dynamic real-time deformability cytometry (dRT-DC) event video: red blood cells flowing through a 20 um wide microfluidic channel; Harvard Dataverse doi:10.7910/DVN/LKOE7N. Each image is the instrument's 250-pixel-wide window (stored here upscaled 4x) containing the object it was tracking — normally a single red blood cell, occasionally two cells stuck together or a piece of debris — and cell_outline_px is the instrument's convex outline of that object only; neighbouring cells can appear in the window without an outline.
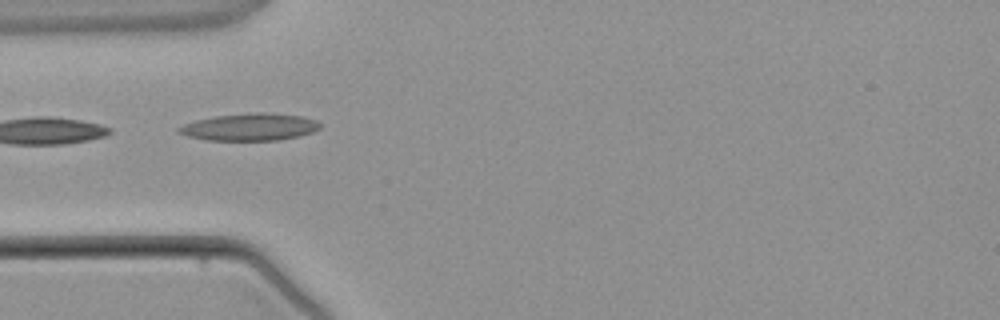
{"species": "common noctule bat (a hibernating species)", "species_latin": "Nyctalus noctula", "temperature_condition": "warm", "stored_images_in_passage": 2, "camera_frame_rate_fps": 3000, "um_per_image_px": 0.085, "animal": {"sex": "male", "body_mass_g": 21.5, "forearm_length_mm": 52.0}, "frame": {"image": 1, "passage_image": 2, "time_ms": 1.333, "image_size_px": [1000, 320], "cell_outline_px": [[320, 128], [312, 132], [300, 136], [276, 140], [208, 140], [188, 136], [176, 132], [176, 128], [184, 124], [196, 120], [216, 116], [256, 112], [260, 112], [300, 116], [316, 120], [320, 124]], "centroid_in_image_um": [21.21, 10.8], "position_along_channel_um": 63.8, "area_um2": 22.2}}